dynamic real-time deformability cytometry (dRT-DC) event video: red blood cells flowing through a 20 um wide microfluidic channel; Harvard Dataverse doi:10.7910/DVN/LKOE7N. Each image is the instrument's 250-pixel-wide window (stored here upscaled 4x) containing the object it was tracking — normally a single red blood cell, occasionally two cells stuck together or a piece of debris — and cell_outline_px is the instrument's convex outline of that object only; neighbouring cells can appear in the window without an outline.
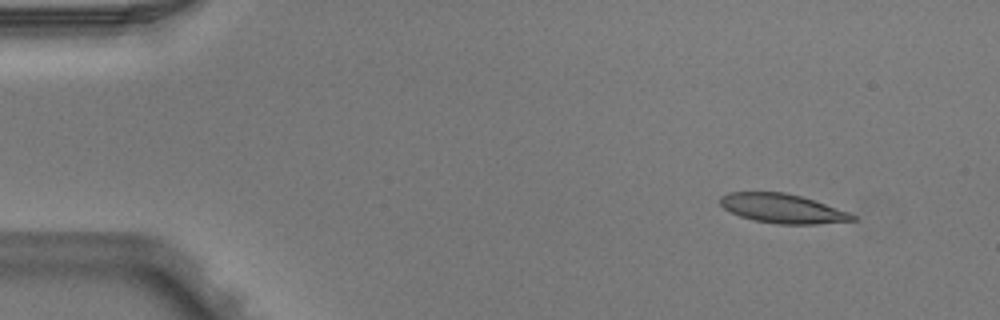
{"species": "Egyptian fruit bat (a non-hibernating species)", "species_latin": "Rousettus aegyptiacus", "temperature_condition": "warm", "stored_images_in_passage": 6, "camera_frame_rate_fps": 3000, "um_per_image_px": 0.085, "animal": {"sex": "male"}, "frame": {"image": 1, "passage_image": 1, "time_ms": 0.0, "image_size_px": [1000, 320], "cell_outline_px": [[856, 220], [816, 224], [780, 224], [756, 220], [740, 216], [724, 208], [720, 204], [720, 196], [728, 192], [784, 192], [800, 196], [848, 212], [856, 216]], "centroid_in_image_um": [66.48, 17.72], "position_along_channel_um": 18.5, "area_um2": 22.14}}
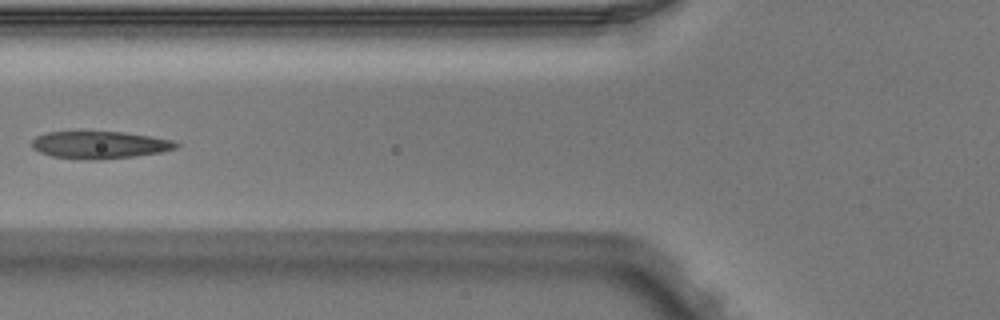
{"frame": {"image": 2, "passage_image": 5, "time_ms": 1.333, "image_size_px": [1000, 320], "cell_outline_px": [[180, 144], [176, 148], [160, 152], [132, 156], [92, 160], [88, 160], [52, 156], [40, 152], [32, 148], [32, 140], [36, 136], [44, 132], [84, 128], [124, 132], [172, 140]], "centroid_in_image_um": [8.37, 12.25], "position_along_channel_um": 117.4, "area_um2": 23.87}}
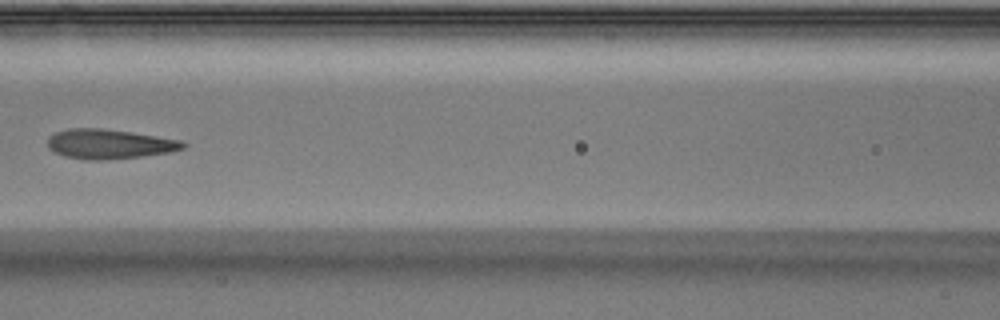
{"frame": {"image": 3, "passage_image": 6, "time_ms": 1.667, "image_size_px": [1000, 320], "cell_outline_px": [[188, 144], [184, 148], [172, 152], [140, 156], [104, 160], [84, 160], [64, 156], [48, 148], [48, 136], [56, 132], [68, 128], [104, 128], [132, 132], [180, 140]], "centroid_in_image_um": [9.28, 12.24], "position_along_channel_um": 157.3, "area_um2": 23.47}}